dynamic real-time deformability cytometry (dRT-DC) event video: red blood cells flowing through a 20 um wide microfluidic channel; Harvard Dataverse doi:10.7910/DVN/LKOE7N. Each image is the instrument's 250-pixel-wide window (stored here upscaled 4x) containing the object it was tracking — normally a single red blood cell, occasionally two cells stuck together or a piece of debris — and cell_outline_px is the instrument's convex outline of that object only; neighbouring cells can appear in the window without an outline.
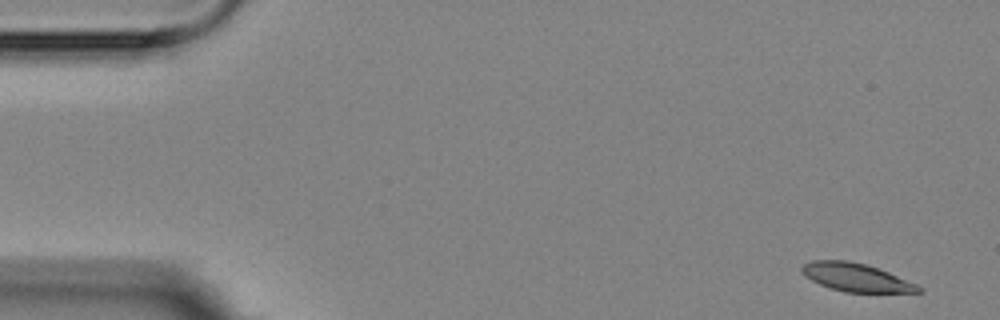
{"species": "Egyptian fruit bat (a non-hibernating species)", "species_latin": "Rousettus aegyptiacus", "temperature_condition": "room temperature", "stored_images_in_passage": 5, "camera_frame_rate_fps": 3000, "um_per_image_px": 0.085, "animal": {"sex": "female"}, "frame": {"image": 1, "passage_image": 1, "time_ms": 0.0, "image_size_px": [1000, 320], "cell_outline_px": [[924, 292], [844, 292], [820, 284], [804, 276], [800, 272], [800, 268], [804, 264], [812, 260], [848, 260], [864, 264], [888, 272], [916, 284], [924, 288]], "centroid_in_image_um": [72.74, 23.58], "position_along_channel_um": 12.3, "area_um2": 19.02}}